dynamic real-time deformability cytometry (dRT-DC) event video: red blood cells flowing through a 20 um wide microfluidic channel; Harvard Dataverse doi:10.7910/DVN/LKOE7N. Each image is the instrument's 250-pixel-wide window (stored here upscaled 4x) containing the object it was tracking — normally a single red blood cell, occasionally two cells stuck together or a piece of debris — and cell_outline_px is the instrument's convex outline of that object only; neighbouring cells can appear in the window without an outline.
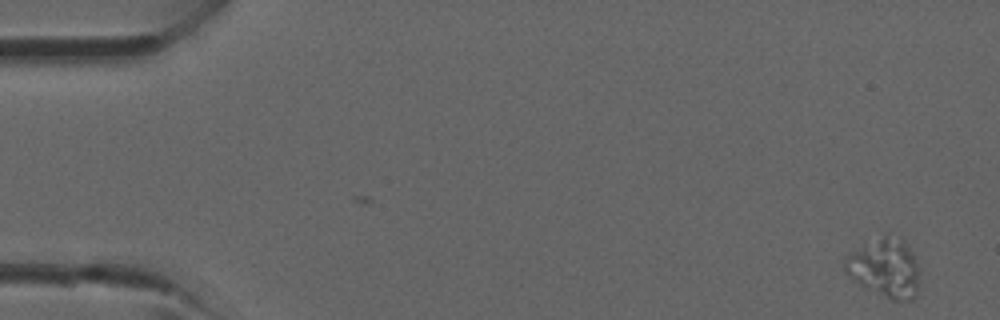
{"species": "common noctule bat (a hibernating species)", "species_latin": "Nyctalus noctula", "temperature_condition": "room temperature", "stored_images_in_passage": 4, "camera_frame_rate_fps": 3000, "um_per_image_px": 0.085, "animal": {"sex": "male", "forearm_length_mm": 52.5}, "frame": {"image": 1, "passage_image": 4, "time_ms": 1.0, "image_size_px": [1000, 320], "cell_outline_px": [[920, 272], [916, 296], [912, 300], [892, 300], [860, 284], [844, 272], [844, 260], [848, 252], [884, 236], [904, 240], [916, 260]], "centroid_in_image_um": [75.22, 22.8], "position_along_channel_um": 9.8, "area_um2": 25.2}}